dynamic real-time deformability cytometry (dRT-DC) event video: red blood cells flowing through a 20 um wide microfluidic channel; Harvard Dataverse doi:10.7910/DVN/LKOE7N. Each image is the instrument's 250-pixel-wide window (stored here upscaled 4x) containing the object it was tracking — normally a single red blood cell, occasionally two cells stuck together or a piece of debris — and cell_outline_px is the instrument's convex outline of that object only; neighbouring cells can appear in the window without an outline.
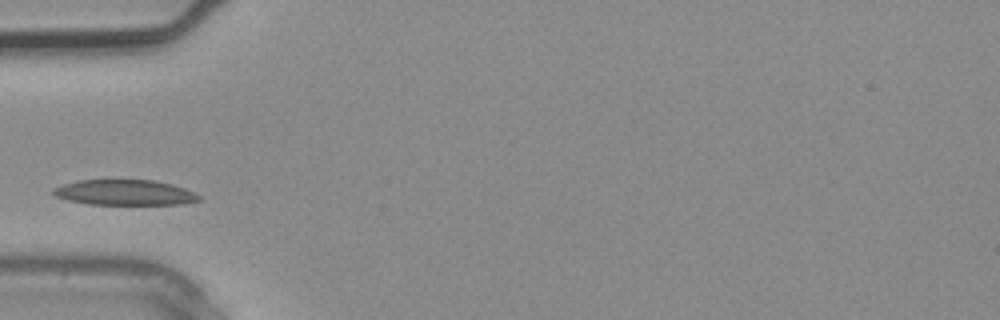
{"species": "common noctule bat (a hibernating species)", "species_latin": "Nyctalus noctula", "temperature_condition": "warm", "stored_images_in_passage": 1, "camera_frame_rate_fps": 3000, "um_per_image_px": 0.085, "animal": {"sex": "male", "body_mass_g": 20.4}, "frame": {"image": 1, "passage_image": 1, "time_ms": 0.0, "image_size_px": [1000, 320], "cell_outline_px": [[200, 200], [184, 204], [88, 204], [68, 200], [56, 196], [52, 192], [52, 188], [64, 184], [80, 180], [152, 180], [172, 184], [196, 192], [200, 196]], "centroid_in_image_um": [10.62, 16.36], "position_along_channel_um": 74.4, "area_um2": 21.5}}